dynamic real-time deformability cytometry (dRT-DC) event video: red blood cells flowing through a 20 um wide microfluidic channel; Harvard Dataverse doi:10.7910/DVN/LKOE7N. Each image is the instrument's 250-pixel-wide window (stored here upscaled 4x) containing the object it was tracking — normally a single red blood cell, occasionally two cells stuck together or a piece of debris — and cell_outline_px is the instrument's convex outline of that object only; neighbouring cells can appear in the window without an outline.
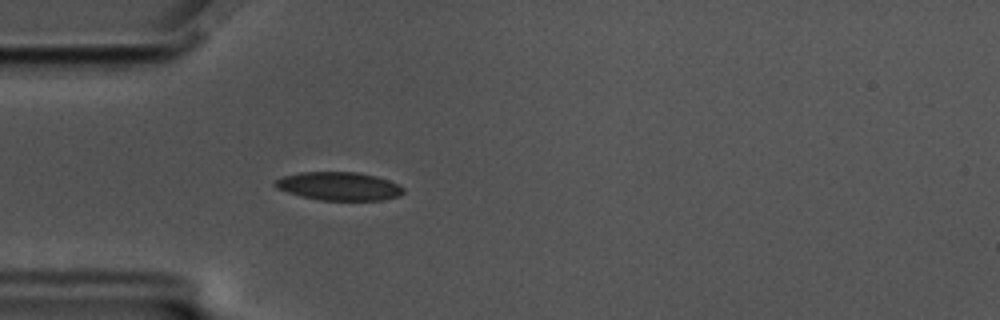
{"species": "common noctule bat (a hibernating species)", "species_latin": "Nyctalus noctula", "temperature_condition": "cold", "stored_images_in_passage": 45, "camera_frame_rate_fps": 3000, "um_per_image_px": 0.085, "animal": {"sex": "male", "body_mass_g": 17.5, "forearm_length_mm": 52.3}, "frame": {"image": 1, "passage_image": 4, "time_ms": 1.0, "image_size_px": [1000, 320], "cell_outline_px": [[404, 192], [400, 196], [380, 200], [320, 200], [300, 196], [276, 188], [272, 184], [276, 180], [284, 176], [300, 172], [356, 172], [376, 176], [400, 184], [404, 188]], "centroid_in_image_um": [28.82, 15.82], "position_along_channel_um": 56.2, "area_um2": 21.21}}
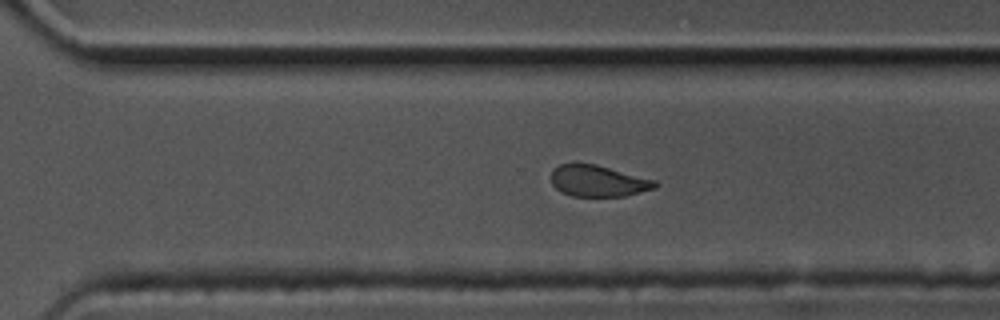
{"frame": {"image": 2, "passage_image": 27, "time_ms": 8.667, "image_size_px": [1000, 320], "cell_outline_px": [[660, 184], [656, 188], [624, 196], [572, 196], [560, 192], [552, 184], [552, 168], [560, 164], [576, 160], [596, 164], [656, 180]], "centroid_in_image_um": [50.81, 15.34], "position_along_channel_um": 319.8, "area_um2": 19.54}}
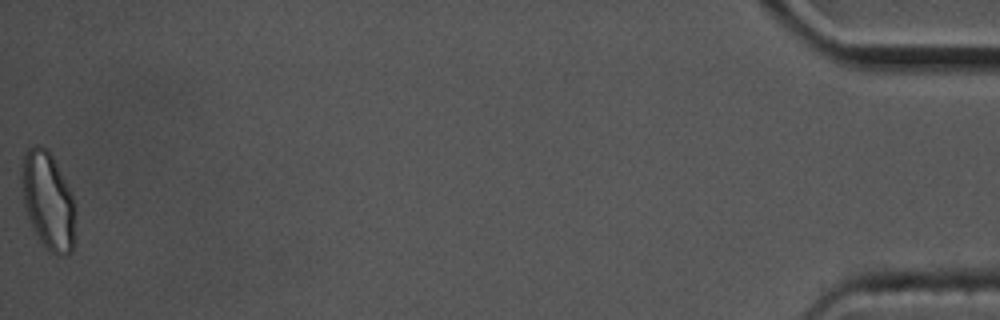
{"frame": {"image": 3, "passage_image": 45, "time_ms": 14.667, "image_size_px": [1000, 320], "cell_outline_px": [[76, 212], [72, 248], [64, 256], [56, 256], [40, 240], [28, 216], [24, 204], [20, 180], [20, 176], [24, 152], [28, 148], [36, 144], [40, 144], [48, 148], [72, 192], [76, 208]], "centroid_in_image_um": [4.08, 16.99], "position_along_channel_um": 431.1, "area_um2": 30.69}, "authors_computed_cell_mechanics": {"area_um2": 21.386, "velocity_mm_per_s": 3.5035, "shape_relaxation_time_tau1_ms": 4.7683, "shape_relaxation_time_tau2_ms": 3.7587, "deformation_change_tau1": 0.1189, "deformation_change_tau2": 0.0706}}